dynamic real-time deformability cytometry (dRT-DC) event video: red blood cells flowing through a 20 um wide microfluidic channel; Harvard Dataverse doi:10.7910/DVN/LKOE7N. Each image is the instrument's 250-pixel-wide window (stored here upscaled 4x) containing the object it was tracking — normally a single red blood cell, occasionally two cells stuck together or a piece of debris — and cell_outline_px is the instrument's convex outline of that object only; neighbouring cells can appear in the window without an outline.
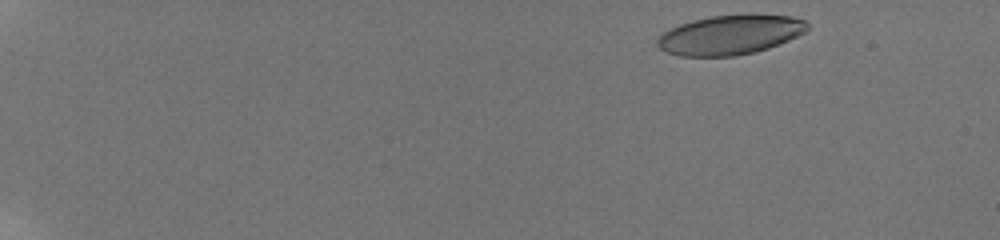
{"species": "human", "species_latin": "Homo sapiens", "temperature_condition": "room temperature", "stored_images_in_passage": 52, "camera_frame_rate_fps": 3000, "um_per_image_px": 0.085, "donor": {"sex": "male"}, "frame": {"image": 1, "passage_image": 2, "time_ms": 0.333, "image_size_px": [1000, 240], "cell_outline_px": [[808, 28], [804, 32], [788, 40], [768, 48], [736, 56], [680, 56], [668, 52], [660, 48], [656, 44], [656, 40], [664, 32], [680, 24], [692, 20], [712, 16], [748, 12], [752, 12], [792, 16], [804, 20], [808, 24]], "centroid_in_image_um": [62.09, 2.92], "position_along_channel_um": 22.9, "area_um2": 34.91}}
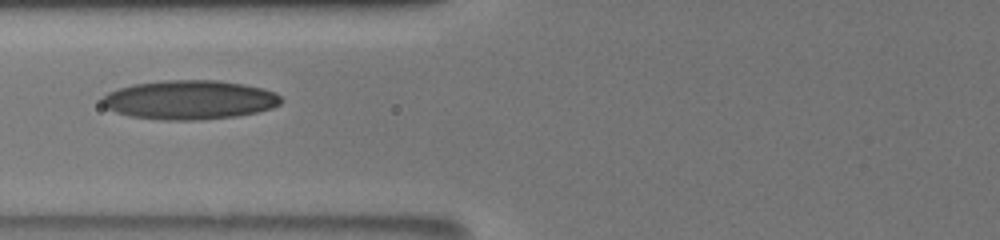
{"frame": {"image": 2, "passage_image": 22, "time_ms": 7.0, "image_size_px": [1000, 240], "cell_outline_px": [[284, 100], [280, 104], [272, 108], [256, 112], [236, 116], [200, 120], [160, 120], [128, 116], [116, 112], [100, 104], [100, 100], [108, 92], [132, 84], [164, 80], [216, 80], [244, 84], [264, 88], [276, 92]], "centroid_in_image_um": [16.12, 8.49], "position_along_channel_um": 109.7, "area_um2": 41.1}}
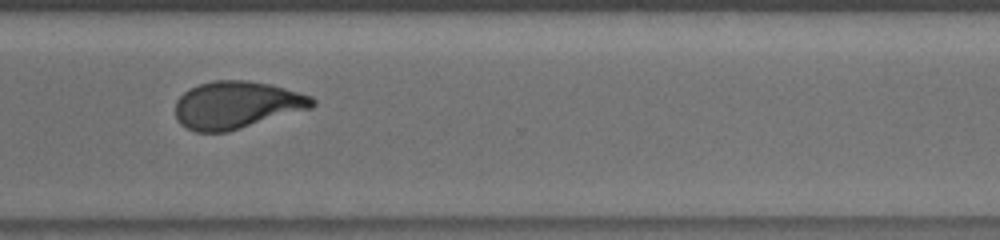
{"frame": {"image": 3, "passage_image": 41, "time_ms": 13.333, "image_size_px": [1000, 240], "cell_outline_px": [[316, 104], [312, 108], [228, 132], [196, 132], [180, 124], [176, 120], [176, 100], [184, 92], [200, 84], [212, 80], [248, 80], [268, 84], [284, 88], [312, 96], [316, 100]], "centroid_in_image_um": [20.12, 8.93], "position_along_channel_um": 350.5, "area_um2": 37.86}, "authors_computed_cell_mechanics": {"area_um2": 37.8012, "velocity_mm_per_s": 3.8016, "shape_relaxation_time_tau1_ms": 6.7897, "shape_relaxation_time_tau2_ms": 1.4659, "deformation_change_tau1": 0.2281, "deformation_change_tau2": 0.0784}}